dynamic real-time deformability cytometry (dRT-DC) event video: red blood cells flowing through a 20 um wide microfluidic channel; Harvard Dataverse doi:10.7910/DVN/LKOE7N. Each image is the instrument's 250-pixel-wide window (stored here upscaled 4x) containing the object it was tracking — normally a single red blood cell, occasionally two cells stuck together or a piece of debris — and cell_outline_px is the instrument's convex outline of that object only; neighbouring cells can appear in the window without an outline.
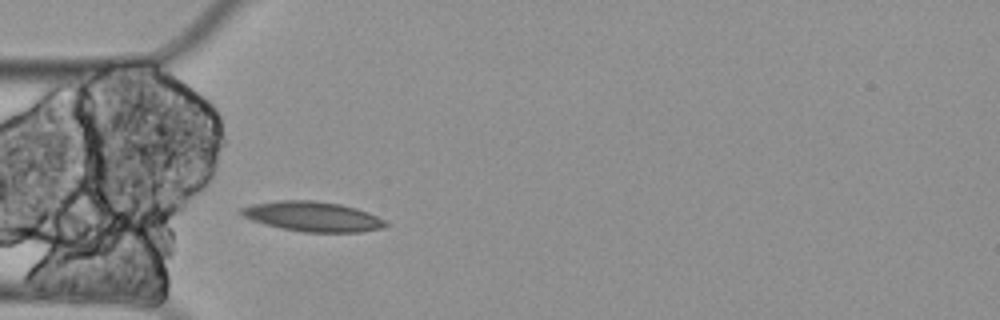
{"species": "Egyptian fruit bat (a non-hibernating species)", "species_latin": "Rousettus aegyptiacus", "temperature_condition": "cold", "stored_images_in_passage": 5, "camera_frame_rate_fps": 3000, "um_per_image_px": 0.085, "animal": {"sex": "female"}, "frame": {"image": 1, "passage_image": 5, "time_ms": 1.333, "image_size_px": [1000, 320], "cell_outline_px": [[388, 224], [384, 228], [360, 232], [304, 232], [280, 228], [264, 224], [252, 220], [236, 212], [240, 208], [252, 204], [280, 200], [312, 200], [340, 204], [356, 208], [368, 212], [384, 220]], "centroid_in_image_um": [26.55, 18.4], "position_along_channel_um": 58.5, "area_um2": 25.2}}